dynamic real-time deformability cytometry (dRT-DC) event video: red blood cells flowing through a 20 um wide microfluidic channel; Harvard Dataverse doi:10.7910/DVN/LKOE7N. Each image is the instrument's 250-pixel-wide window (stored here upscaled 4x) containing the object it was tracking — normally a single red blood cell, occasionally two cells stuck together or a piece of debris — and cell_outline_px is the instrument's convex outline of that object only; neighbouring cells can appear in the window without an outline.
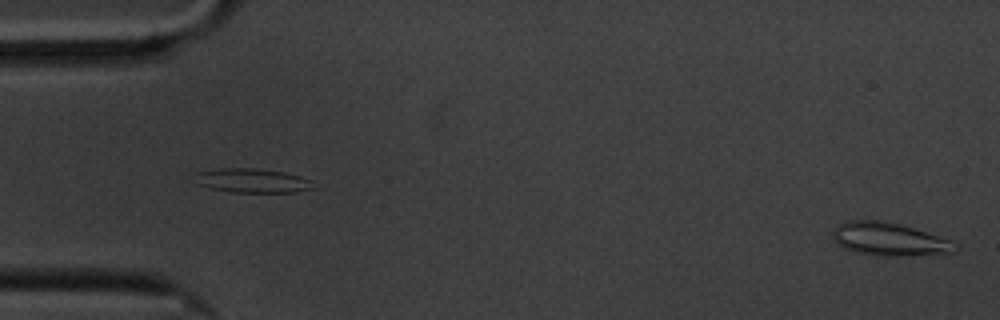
{"species": "common noctule bat (a hibernating species)", "species_latin": "Nyctalus noctula", "temperature_condition": "cold", "stored_images_in_passage": 59, "camera_frame_rate_fps": 3000, "um_per_image_px": 0.085, "animal": {"sex": "male", "body_mass_g": 20.1, "forearm_length_mm": 53.5}, "frame": {"image": 1, "passage_image": 1, "time_ms": 0.0, "image_size_px": [1000, 320], "cell_outline_px": [[960, 248], [952, 252], [912, 256], [876, 256], [852, 252], [836, 244], [832, 236], [832, 232], [836, 224], [848, 220], [880, 220], [900, 224], [960, 244]], "centroid_in_image_um": [75.52, 20.35], "position_along_channel_um": 9.5, "area_um2": 23.87}}
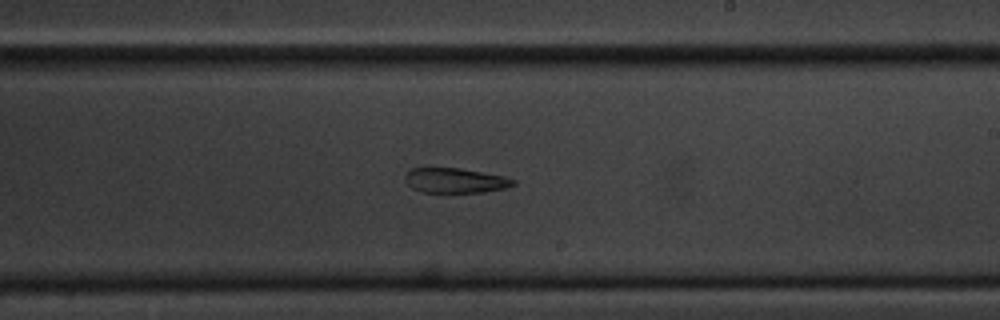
{"frame": {"image": 2, "passage_image": 34, "time_ms": 11.0, "image_size_px": [1000, 320], "cell_outline_px": [[516, 184], [504, 188], [484, 192], [420, 192], [412, 188], [404, 180], [404, 176], [412, 168], [460, 168], [504, 176], [516, 180]], "centroid_in_image_um": [38.69, 15.34], "position_along_channel_um": 250.3, "area_um2": 15.66}}
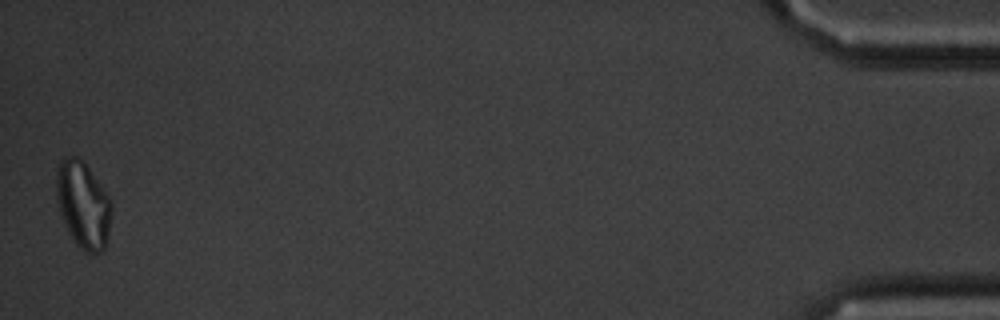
{"frame": {"image": 3, "passage_image": 58, "time_ms": 19.0, "image_size_px": [1000, 320], "cell_outline_px": [[112, 212], [108, 232], [104, 248], [96, 256], [84, 252], [76, 244], [68, 232], [64, 224], [56, 200], [56, 172], [60, 160], [64, 156], [76, 156], [84, 160], [108, 196], [112, 204]], "centroid_in_image_um": [7.05, 17.4], "position_along_channel_um": 428.2, "area_um2": 28.21}, "authors_computed_cell_mechanics": {"area_um2": 19.7098, "velocity_mm_per_s": 3.3633, "shape_relaxation_time_tau1_ms": 9.7738, "shape_relaxation_time_tau2_ms": 8.7019, "deformation_change_tau1": 0.253, "deformation_change_tau2": 0.2064}}